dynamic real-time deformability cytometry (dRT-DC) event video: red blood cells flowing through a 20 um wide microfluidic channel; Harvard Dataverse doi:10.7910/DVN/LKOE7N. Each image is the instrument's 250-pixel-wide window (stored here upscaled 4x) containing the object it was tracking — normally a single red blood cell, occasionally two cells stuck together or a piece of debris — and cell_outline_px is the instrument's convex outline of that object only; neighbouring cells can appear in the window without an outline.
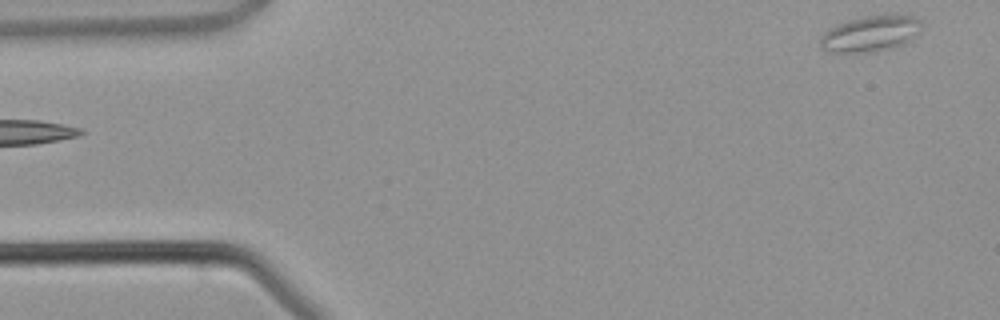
{"species": "common noctule bat (a hibernating species)", "species_latin": "Nyctalus noctula", "temperature_condition": "warm", "stored_images_in_passage": 3, "camera_frame_rate_fps": 3000, "um_per_image_px": 0.085, "animal": {"sex": "male", "body_mass_g": 21.5, "forearm_length_mm": 52.0}, "frame": {"image": 1, "passage_image": 3, "time_ms": 2.667, "image_size_px": [1000, 320], "cell_outline_px": [[924, 24], [904, 44], [896, 48], [876, 52], [828, 52], [820, 48], [820, 36], [828, 28], [848, 20], [868, 16], [892, 12], [908, 12], [920, 20]], "centroid_in_image_um": [74.02, 2.82], "position_along_channel_um": 11.0, "area_um2": 21.96}}